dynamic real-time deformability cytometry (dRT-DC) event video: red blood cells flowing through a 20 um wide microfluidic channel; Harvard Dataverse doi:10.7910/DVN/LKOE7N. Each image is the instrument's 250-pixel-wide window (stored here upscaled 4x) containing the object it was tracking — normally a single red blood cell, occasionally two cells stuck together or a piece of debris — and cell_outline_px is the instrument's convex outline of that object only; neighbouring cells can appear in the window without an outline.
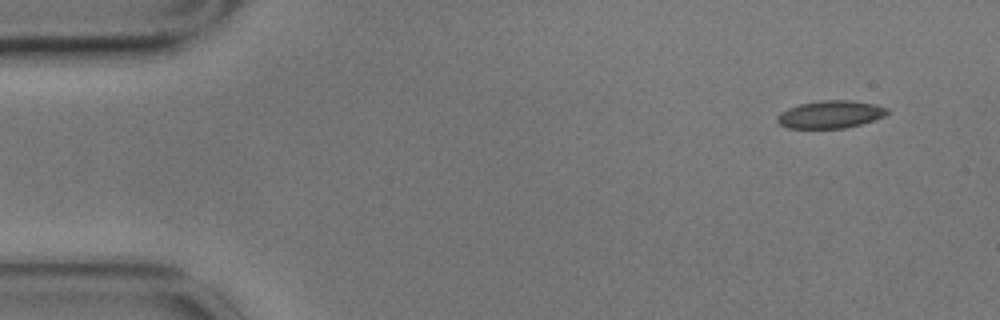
{"species": "common noctule bat (a hibernating species)", "species_latin": "Nyctalus noctula", "temperature_condition": "cold", "stored_images_in_passage": 5, "camera_frame_rate_fps": 3000, "um_per_image_px": 0.085, "animal": {"sex": "male", "body_mass_g": 17.9}, "frame": {"image": 1, "passage_image": 1, "time_ms": 0.0, "image_size_px": [1000, 320], "cell_outline_px": [[892, 112], [884, 116], [860, 124], [844, 128], [788, 128], [780, 124], [776, 120], [776, 116], [780, 112], [788, 108], [800, 104], [820, 100], [848, 100], [876, 104], [888, 108]], "centroid_in_image_um": [70.59, 9.72], "position_along_channel_um": 14.4, "area_um2": 17.74}}
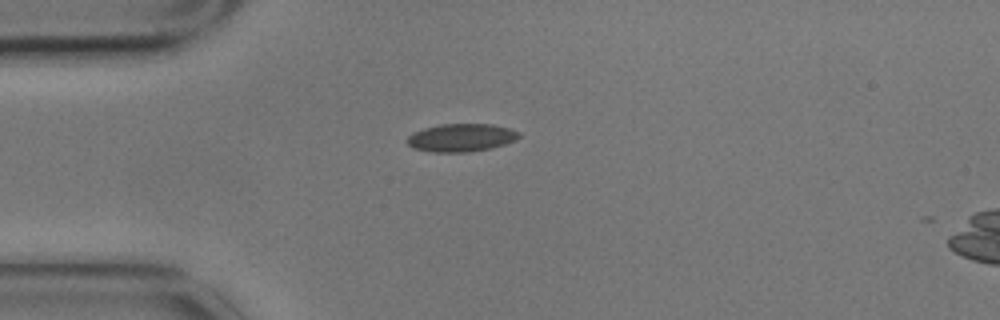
{"frame": {"image": 2, "passage_image": 4, "time_ms": 1.0, "image_size_px": [1000, 320], "cell_outline_px": [[520, 136], [516, 140], [492, 148], [468, 152], [432, 152], [412, 148], [404, 140], [412, 132], [424, 128], [440, 124], [492, 124], [512, 128], [520, 132]], "centroid_in_image_um": [39.19, 11.7], "position_along_channel_um": 45.8, "area_um2": 18.5}}
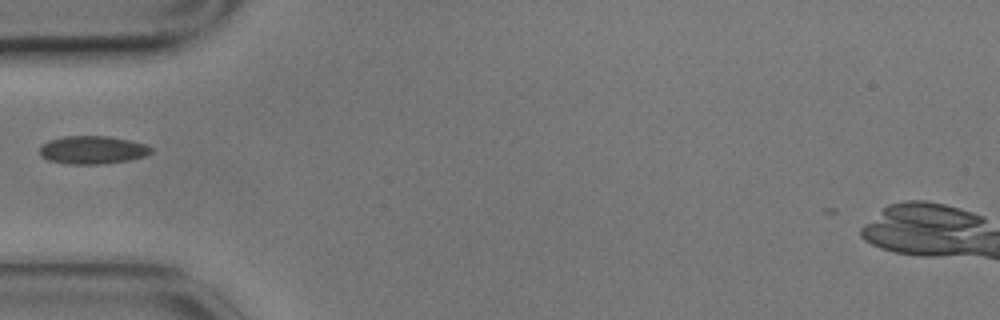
{"frame": {"image": 3, "passage_image": 5, "time_ms": 1.333, "image_size_px": [1000, 320], "cell_outline_px": [[152, 152], [144, 156], [128, 160], [104, 164], [68, 164], [48, 160], [40, 156], [40, 148], [48, 140], [64, 136], [108, 136], [128, 140], [144, 144], [152, 148]], "centroid_in_image_um": [7.84, 12.75], "position_along_channel_um": 77.2, "area_um2": 18.15}}